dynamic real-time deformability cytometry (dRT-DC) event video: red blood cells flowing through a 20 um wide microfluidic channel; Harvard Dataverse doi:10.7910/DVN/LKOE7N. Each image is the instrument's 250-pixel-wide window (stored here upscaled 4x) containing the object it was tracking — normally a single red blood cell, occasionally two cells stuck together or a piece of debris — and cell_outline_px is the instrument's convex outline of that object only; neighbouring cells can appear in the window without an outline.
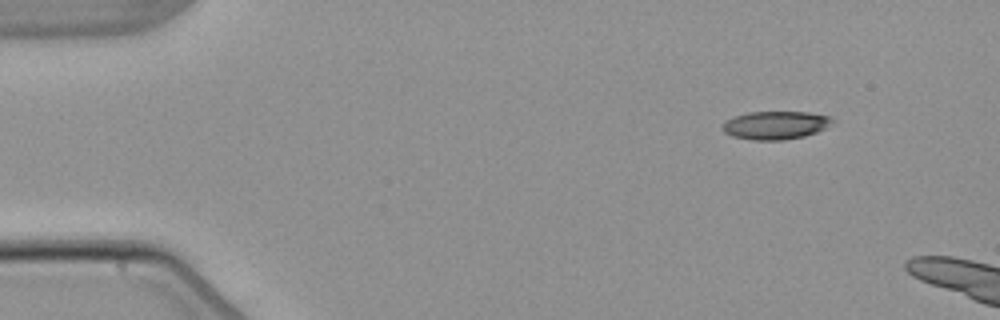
{"species": "common noctule bat (a hibernating species)", "species_latin": "Nyctalus noctula", "temperature_condition": "warm", "stored_images_in_passage": 3, "camera_frame_rate_fps": 3000, "um_per_image_px": 0.085, "animal": {"sex": "male", "body_mass_g": 21.5, "forearm_length_mm": 52.0}, "frame": {"image": 1, "passage_image": 1, "time_ms": 0.0, "image_size_px": [1000, 320], "cell_outline_px": [[836, 120], [824, 128], [816, 132], [804, 136], [784, 140], [752, 140], [732, 136], [724, 132], [720, 128], [724, 120], [732, 116], [748, 112], [808, 112], [832, 116]], "centroid_in_image_um": [65.88, 10.63], "position_along_channel_um": 19.1, "area_um2": 18.32}}